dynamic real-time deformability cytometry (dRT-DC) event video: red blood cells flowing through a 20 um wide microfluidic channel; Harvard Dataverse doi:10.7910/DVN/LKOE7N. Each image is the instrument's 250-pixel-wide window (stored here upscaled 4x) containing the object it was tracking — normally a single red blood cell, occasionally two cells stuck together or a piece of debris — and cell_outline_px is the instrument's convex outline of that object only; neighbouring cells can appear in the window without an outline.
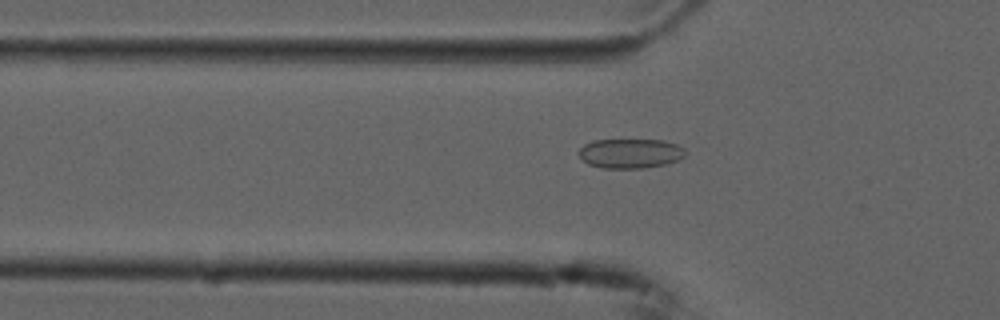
{"species": "common noctule bat (a hibernating species)", "species_latin": "Nyctalus noctula", "temperature_condition": "cold", "stored_images_in_passage": 55, "camera_frame_rate_fps": 3000, "um_per_image_px": 0.085, "animal": {"sex": "male", "forearm_length_mm": 52.5}, "frame": {"image": 1, "passage_image": 18, "time_ms": 5.667, "image_size_px": [1000, 320], "cell_outline_px": [[684, 156], [676, 160], [664, 164], [640, 168], [604, 168], [588, 164], [580, 156], [580, 148], [584, 144], [592, 140], [664, 140], [676, 144], [684, 148]], "centroid_in_image_um": [53.56, 13.03], "position_along_channel_um": 72.2, "area_um2": 18.09}}
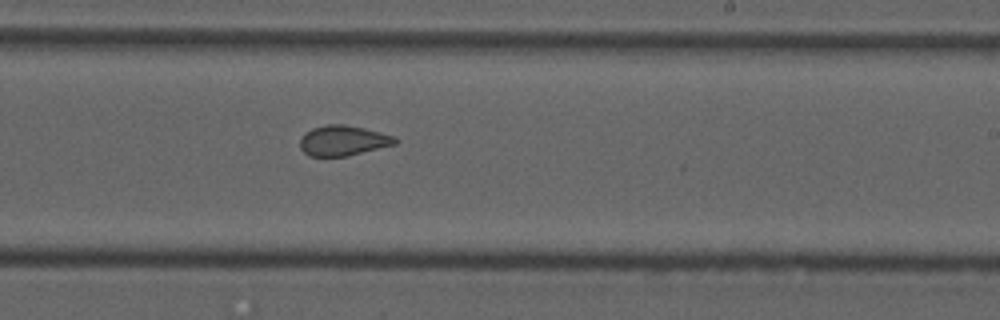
{"frame": {"image": 2, "passage_image": 33, "time_ms": 10.667, "image_size_px": [1000, 320], "cell_outline_px": [[400, 140], [396, 144], [348, 156], [308, 156], [300, 148], [300, 140], [304, 132], [312, 128], [324, 124], [344, 124], [364, 128], [380, 132], [392, 136]], "centroid_in_image_um": [29.14, 11.94], "position_along_channel_um": 259.9, "area_um2": 16.88}}
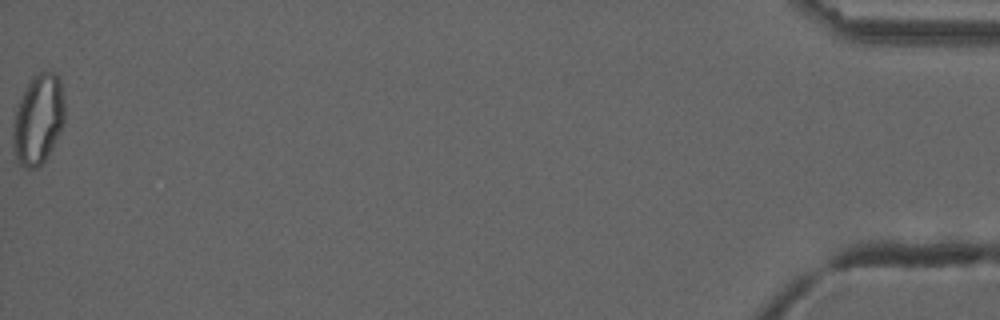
{"frame": {"image": 3, "passage_image": 55, "time_ms": 18.0, "image_size_px": [1000, 320], "cell_outline_px": [[64, 120], [44, 160], [36, 168], [24, 168], [16, 160], [12, 140], [12, 136], [16, 108], [28, 84], [40, 72], [56, 72], [60, 76], [64, 100]], "centroid_in_image_um": [3.24, 10.14], "position_along_channel_um": 432.0, "area_um2": 26.47}, "authors_computed_cell_mechanics": {"area_um2": 19.3052, "velocity_mm_per_s": 3.7462, "shape_relaxation_time_tau1_ms": null, "shape_relaxation_time_tau2_ms": 1.1224, "deformation_change_tau1": null, "deformation_change_tau2": 0.0547}}